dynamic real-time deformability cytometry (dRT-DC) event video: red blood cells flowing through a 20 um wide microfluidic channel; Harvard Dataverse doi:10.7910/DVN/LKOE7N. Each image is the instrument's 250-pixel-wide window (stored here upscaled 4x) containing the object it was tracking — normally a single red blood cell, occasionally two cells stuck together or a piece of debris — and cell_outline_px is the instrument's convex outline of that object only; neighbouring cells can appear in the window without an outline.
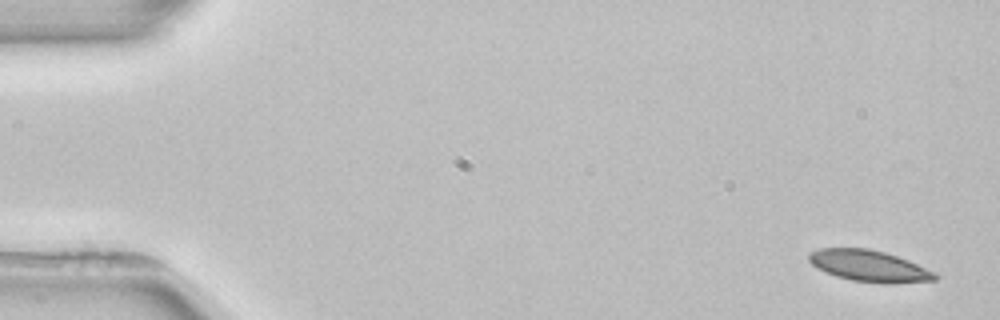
{"species": "common noctule bat (a hibernating species)", "species_latin": "Nyctalus noctula", "temperature_condition": "room temperature", "stored_images_in_passage": 5, "camera_frame_rate_fps": 3000, "um_per_image_px": 0.085, "animal": {"sex": "female", "body_mass_g": 22.7, "forearm_length_mm": 54.2}, "frame": {"image": 1, "passage_image": 1, "time_ms": 0.0, "image_size_px": [1000, 320], "cell_outline_px": [[940, 276], [936, 280], [852, 280], [836, 276], [812, 264], [808, 260], [808, 252], [820, 248], [868, 248], [884, 252], [908, 260], [936, 272]], "centroid_in_image_um": [73.81, 22.53], "position_along_channel_um": 11.2, "area_um2": 21.79}}
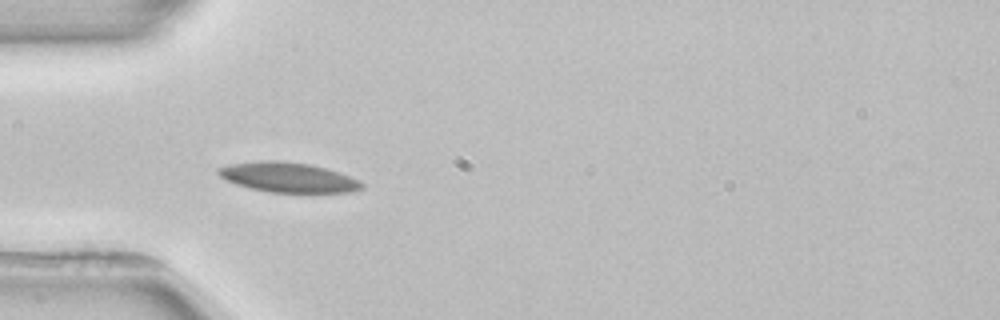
{"frame": {"image": 2, "passage_image": 4, "time_ms": 4.667, "image_size_px": [1000, 320], "cell_outline_px": [[364, 188], [352, 192], [268, 192], [236, 184], [224, 180], [216, 172], [216, 168], [232, 164], [260, 160], [280, 160], [312, 164], [360, 180], [364, 184]], "centroid_in_image_um": [24.47, 15.07], "position_along_channel_um": 60.5, "area_um2": 24.97}}